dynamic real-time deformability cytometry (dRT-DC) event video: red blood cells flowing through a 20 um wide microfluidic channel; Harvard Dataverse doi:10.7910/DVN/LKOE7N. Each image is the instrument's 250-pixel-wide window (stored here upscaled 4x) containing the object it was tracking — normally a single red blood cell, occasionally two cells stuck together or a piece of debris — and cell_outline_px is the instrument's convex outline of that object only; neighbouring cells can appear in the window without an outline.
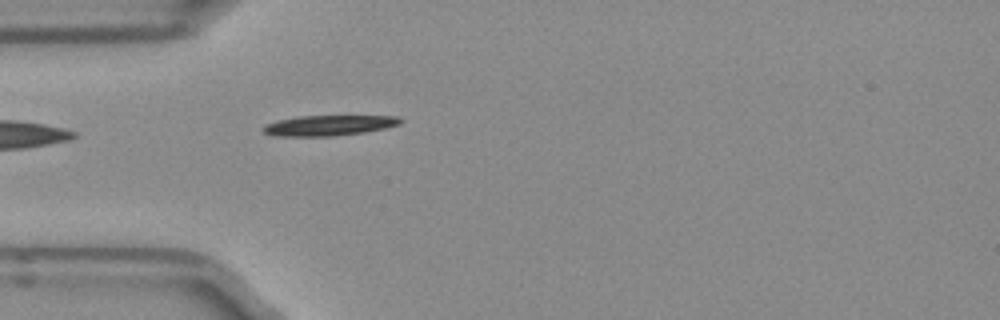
{"species": "Egyptian fruit bat (a non-hibernating species)", "species_latin": "Rousettus aegyptiacus", "temperature_condition": "room temperature", "stored_images_in_passage": 1, "camera_frame_rate_fps": 3000, "um_per_image_px": 0.085, "frame": {"image": 1, "passage_image": 1, "time_ms": 0.0, "image_size_px": [1000, 320], "cell_outline_px": [[404, 120], [400, 124], [384, 128], [364, 132], [332, 136], [272, 136], [264, 132], [260, 128], [264, 124], [276, 120], [296, 116], [396, 116]], "centroid_in_image_um": [27.87, 10.66], "position_along_channel_um": 57.1, "area_um2": 16.42}}